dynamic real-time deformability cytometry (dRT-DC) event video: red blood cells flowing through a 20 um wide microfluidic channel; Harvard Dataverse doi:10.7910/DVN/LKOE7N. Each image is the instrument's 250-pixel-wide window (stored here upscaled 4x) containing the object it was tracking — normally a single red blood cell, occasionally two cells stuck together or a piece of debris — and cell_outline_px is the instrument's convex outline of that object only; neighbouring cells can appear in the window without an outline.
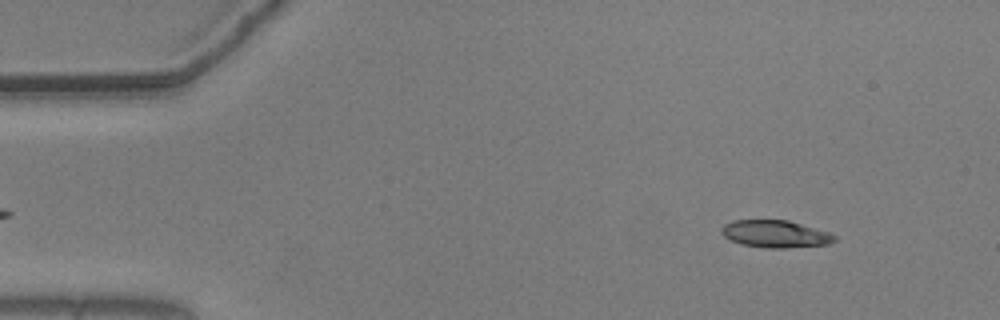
{"species": "common noctule bat (a hibernating species)", "species_latin": "Nyctalus noctula", "temperature_condition": "warm", "stored_images_in_passage": 53, "camera_frame_rate_fps": 3000, "um_per_image_px": 0.085, "animal": {"sex": "male", "body_mass_g": 20.5, "forearm_length_mm": 52.5}, "frame": {"image": 1, "passage_image": 4, "time_ms": 1.0, "image_size_px": [1000, 320], "cell_outline_px": [[836, 240], [828, 244], [784, 248], [764, 248], [740, 244], [724, 236], [720, 232], [720, 228], [724, 224], [732, 220], [788, 220], [828, 232], [836, 236]], "centroid_in_image_um": [65.86, 19.88], "position_along_channel_um": 19.1, "area_um2": 17.98}}
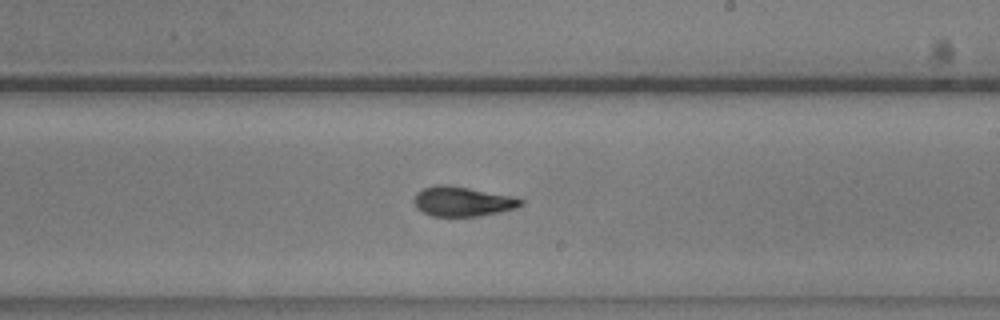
{"frame": {"image": 2, "passage_image": 30, "time_ms": 9.667, "image_size_px": [1000, 320], "cell_outline_px": [[524, 204], [516, 208], [500, 212], [480, 216], [432, 216], [416, 208], [412, 200], [416, 192], [424, 188], [436, 184], [444, 184], [516, 196], [524, 200]], "centroid_in_image_um": [39.33, 17.12], "position_along_channel_um": 249.7, "area_um2": 18.73}}
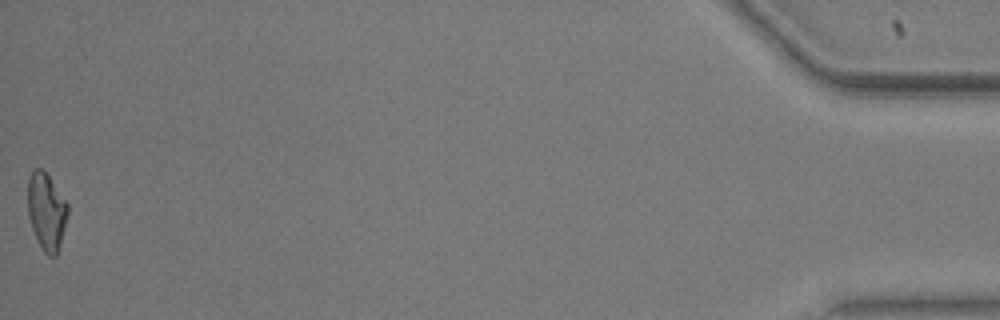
{"frame": {"image": 3, "passage_image": 53, "time_ms": 17.333, "image_size_px": [1000, 320], "cell_outline_px": [[68, 212], [60, 244], [56, 256], [48, 256], [44, 252], [32, 228], [28, 216], [28, 176], [36, 168], [40, 168], [48, 176], [68, 204]], "centroid_in_image_um": [3.94, 17.97], "position_along_channel_um": 431.3, "area_um2": 17.57}, "authors_computed_cell_mechanics": {"area_um2": 18.4382, "velocity_mm_per_s": 3.6707, "shape_relaxation_time_tau1_ms": null, "shape_relaxation_time_tau2_ms": 2.1005, "deformation_change_tau1": null, "deformation_change_tau2": 0.0963}}